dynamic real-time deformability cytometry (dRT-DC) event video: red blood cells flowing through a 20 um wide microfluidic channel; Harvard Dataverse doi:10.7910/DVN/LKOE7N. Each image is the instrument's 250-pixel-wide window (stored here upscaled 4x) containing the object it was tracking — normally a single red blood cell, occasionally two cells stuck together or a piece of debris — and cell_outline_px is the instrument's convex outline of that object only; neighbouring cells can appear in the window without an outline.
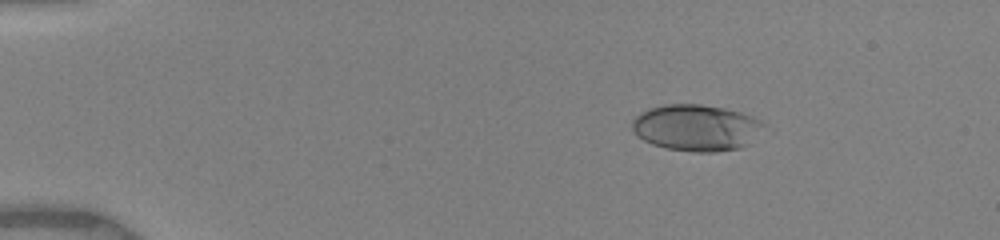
{"species": "human", "species_latin": "Homo sapiens", "temperature_condition": "warm", "stored_images_in_passage": 9, "camera_frame_rate_fps": 3000, "um_per_image_px": 0.085, "donor": {"sex": "female"}, "frame": {"image": 1, "passage_image": 3, "time_ms": 1.333, "image_size_px": [1000, 240], "cell_outline_px": [[768, 124], [748, 144], [740, 148], [716, 152], [692, 152], [664, 148], [652, 144], [644, 140], [632, 128], [632, 120], [640, 112], [648, 108], [664, 104], [700, 104], [724, 108], [740, 112], [752, 116]], "centroid_in_image_um": [59.2, 10.85], "position_along_channel_um": 25.8, "area_um2": 35.78}}
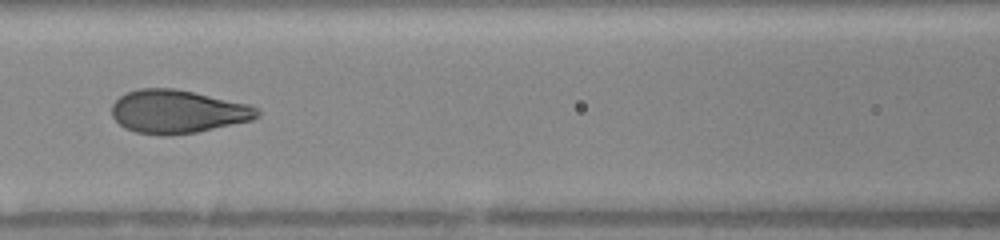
{"frame": {"image": 2, "passage_image": 8, "time_ms": 6.667, "image_size_px": [1000, 240], "cell_outline_px": [[260, 116], [252, 120], [196, 132], [168, 136], [156, 136], [136, 132], [124, 128], [112, 116], [112, 104], [120, 96], [128, 92], [140, 88], [172, 88], [192, 92], [248, 104], [256, 108], [260, 112]], "centroid_in_image_um": [15.07, 9.5], "position_along_channel_um": 151.5, "area_um2": 36.59}}
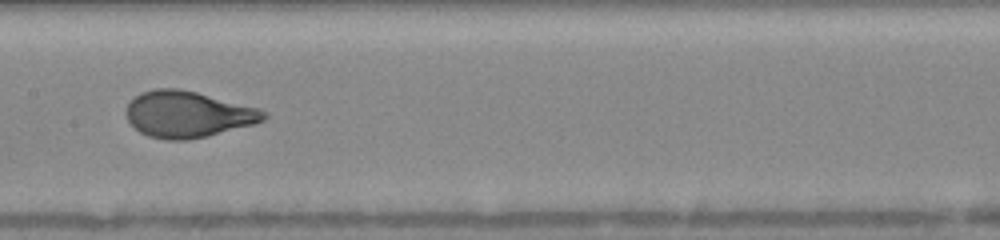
{"frame": {"image": 3, "passage_image": 9, "time_ms": 7.667, "image_size_px": [1000, 240], "cell_outline_px": [[268, 116], [264, 120], [256, 124], [208, 136], [188, 140], [168, 140], [148, 136], [140, 132], [128, 120], [124, 112], [128, 104], [140, 92], [156, 88], [176, 88], [196, 92], [260, 108], [268, 112]], "centroid_in_image_um": [15.99, 9.72], "position_along_channel_um": 191.4, "area_um2": 37.34}}